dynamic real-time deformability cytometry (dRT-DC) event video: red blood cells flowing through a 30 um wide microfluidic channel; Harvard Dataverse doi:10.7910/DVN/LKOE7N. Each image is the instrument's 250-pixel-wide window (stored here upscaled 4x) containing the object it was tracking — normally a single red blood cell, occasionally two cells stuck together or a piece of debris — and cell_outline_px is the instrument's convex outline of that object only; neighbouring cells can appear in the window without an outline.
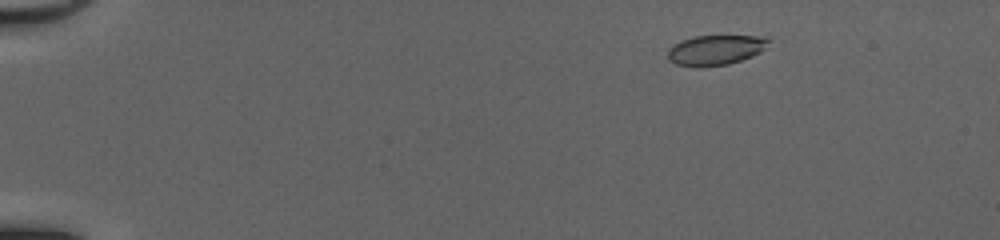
{"species": "common noctule bat (a hibernating species)", "species_latin": "Nyctalus noctula", "temperature_condition": "cold", "stored_images_in_passage": 50, "camera_frame_rate_fps": 3000, "um_per_image_px": 0.085, "animal": {"sex": "female", "body_mass_g": 20.0, "forearm_length_mm": 54.0}, "frame": {"image": 1, "passage_image": 7, "time_ms": 2.0, "image_size_px": [1000, 240], "cell_outline_px": [[772, 40], [768, 48], [752, 56], [728, 64], [700, 68], [696, 68], [676, 64], [668, 60], [668, 48], [672, 44], [680, 40], [696, 36], [760, 36]], "centroid_in_image_um": [60.81, 4.26], "position_along_channel_um": 24.2, "area_um2": 18.03}}
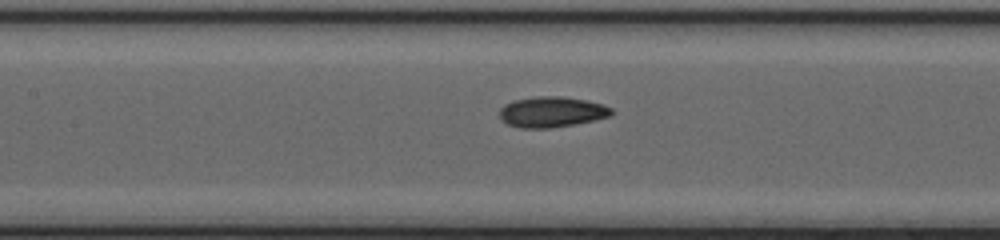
{"frame": {"image": 2, "passage_image": 25, "time_ms": 8.0, "image_size_px": [1000, 240], "cell_outline_px": [[616, 112], [612, 116], [596, 120], [576, 124], [552, 128], [520, 128], [508, 124], [500, 120], [500, 108], [504, 104], [512, 100], [536, 96], [560, 96], [588, 100], [604, 104], [612, 108]], "centroid_in_image_um": [46.94, 9.51], "position_along_channel_um": 160.5, "area_um2": 20.46}}
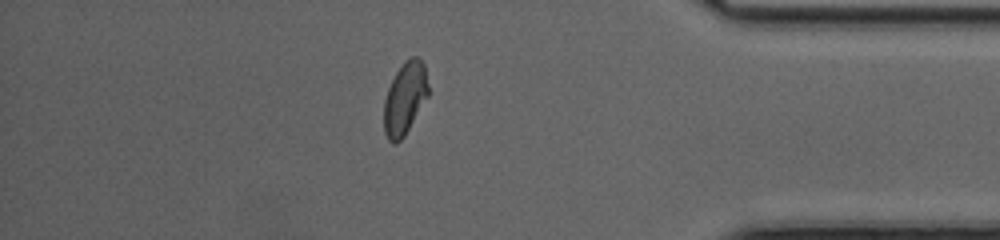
{"frame": {"image": 3, "passage_image": 44, "time_ms": 14.333, "image_size_px": [1000, 240], "cell_outline_px": [[428, 96], [404, 136], [396, 144], [392, 144], [388, 140], [384, 132], [384, 100], [388, 88], [396, 72], [404, 60], [412, 56], [416, 56], [424, 64], [428, 84]], "centroid_in_image_um": [34.4, 8.36], "position_along_channel_um": 400.8, "area_um2": 18.67}, "authors_computed_cell_mechanics": {"area_um2": 18.9295, "velocity_mm_per_s": 4.1797, "shape_relaxation_time_tau1_ms": 4.8371, "shape_relaxation_time_tau2_ms": 1.8058, "deformation_change_tau1": 0.1449, "deformation_change_tau2": 0.0615}}